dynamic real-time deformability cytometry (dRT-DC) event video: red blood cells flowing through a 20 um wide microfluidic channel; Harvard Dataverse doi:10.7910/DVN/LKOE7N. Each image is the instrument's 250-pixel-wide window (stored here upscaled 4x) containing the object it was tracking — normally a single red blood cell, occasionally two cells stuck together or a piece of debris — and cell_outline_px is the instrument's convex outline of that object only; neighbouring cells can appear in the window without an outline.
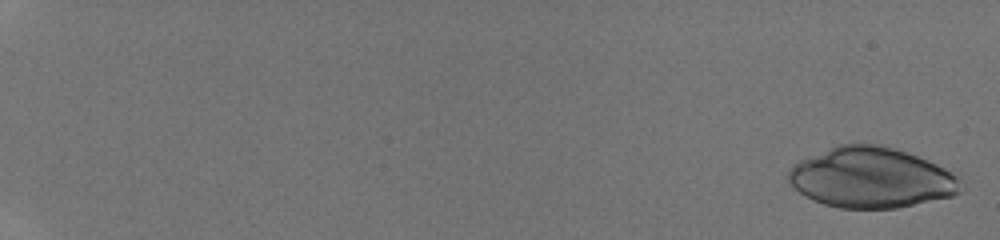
{"species": "human", "species_latin": "Homo sapiens", "temperature_condition": "room temperature", "stored_images_in_passage": 21, "camera_frame_rate_fps": 3000, "um_per_image_px": 0.085, "donor": {"sex": "male"}, "frame": {"image": 1, "passage_image": 1, "time_ms": 0.0, "image_size_px": [1000, 240], "cell_outline_px": [[964, 188], [960, 192], [952, 196], [896, 208], [840, 208], [824, 204], [812, 200], [804, 196], [788, 180], [788, 168], [800, 160], [836, 144], [884, 144], [896, 148], [960, 172]], "centroid_in_image_um": [74.13, 15.09], "position_along_channel_um": 10.9, "area_um2": 61.56}}
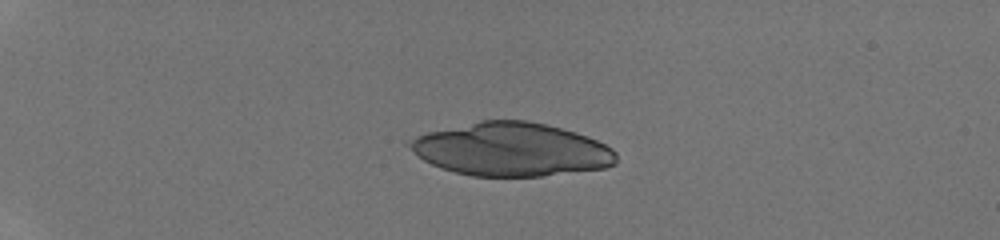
{"frame": {"image": 2, "passage_image": 13, "time_ms": 4.0, "image_size_px": [1000, 240], "cell_outline_px": [[616, 164], [604, 168], [540, 176], [472, 176], [440, 168], [424, 160], [404, 144], [408, 140], [416, 136], [428, 132], [480, 120], [528, 120], [576, 132], [588, 136], [612, 148], [616, 152]], "centroid_in_image_um": [43.44, 12.69], "position_along_channel_um": 41.6, "area_um2": 64.16}}